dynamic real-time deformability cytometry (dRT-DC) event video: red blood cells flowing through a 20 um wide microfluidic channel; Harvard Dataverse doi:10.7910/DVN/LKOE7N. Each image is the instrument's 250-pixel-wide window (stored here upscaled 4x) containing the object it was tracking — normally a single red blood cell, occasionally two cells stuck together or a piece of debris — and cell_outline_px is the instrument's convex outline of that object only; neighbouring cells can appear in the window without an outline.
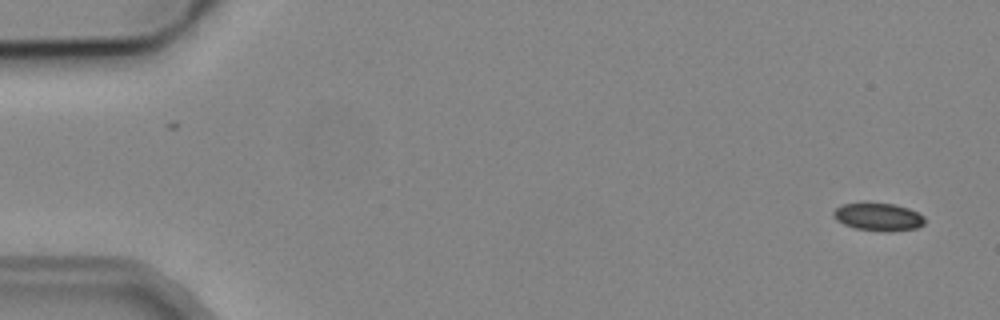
{"species": "common noctule bat (a hibernating species)", "species_latin": "Nyctalus noctula", "temperature_condition": "cold", "stored_images_in_passage": 5, "camera_frame_rate_fps": 3000, "um_per_image_px": 0.085, "animal": {"sex": "male", "body_mass_g": 19.2, "forearm_length_mm": 51.8}, "frame": {"image": 1, "passage_image": 1, "time_ms": 0.0, "image_size_px": [1000, 320], "cell_outline_px": [[924, 224], [916, 228], [888, 232], [856, 228], [844, 224], [836, 220], [832, 216], [832, 212], [840, 204], [892, 204], [908, 208], [924, 216]], "centroid_in_image_um": [74.64, 18.45], "position_along_channel_um": 10.4, "area_um2": 14.51}}
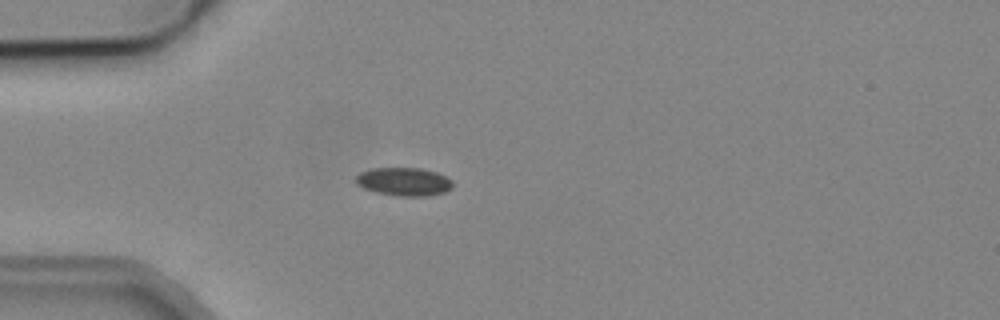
{"frame": {"image": 2, "passage_image": 4, "time_ms": 4.333, "image_size_px": [1000, 320], "cell_outline_px": [[452, 188], [444, 192], [424, 196], [400, 196], [376, 192], [364, 188], [356, 184], [356, 176], [360, 172], [372, 168], [420, 168], [436, 172], [448, 176], [452, 180]], "centroid_in_image_um": [34.34, 15.43], "position_along_channel_um": 50.7, "area_um2": 15.95}}